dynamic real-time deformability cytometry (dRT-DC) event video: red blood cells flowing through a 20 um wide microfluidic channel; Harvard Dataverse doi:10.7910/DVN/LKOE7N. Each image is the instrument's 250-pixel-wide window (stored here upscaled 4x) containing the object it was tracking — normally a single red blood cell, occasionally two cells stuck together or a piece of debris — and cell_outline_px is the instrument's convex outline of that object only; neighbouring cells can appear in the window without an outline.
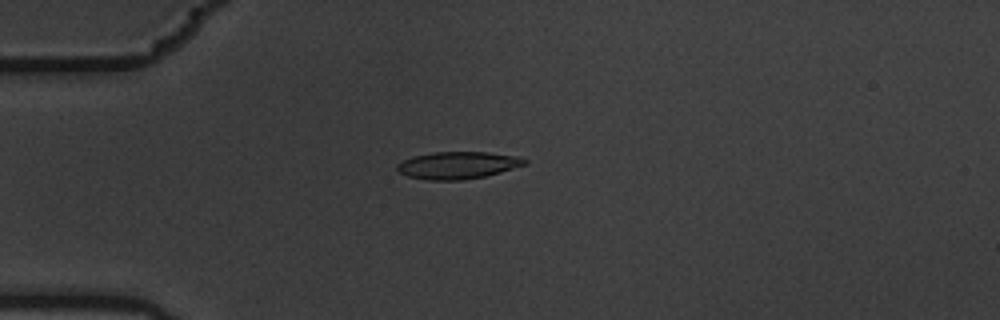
{"species": "common noctule bat (a hibernating species)", "species_latin": "Nyctalus noctula", "temperature_condition": "warm", "stored_images_in_passage": 8, "camera_frame_rate_fps": 3000, "um_per_image_px": 0.085, "animal": {"sex": "male", "body_mass_g": 19.5, "forearm_length_mm": 54.6}, "frame": {"image": 1, "passage_image": 2, "time_ms": 0.333, "image_size_px": [1000, 320], "cell_outline_px": [[528, 164], [500, 172], [484, 176], [460, 180], [428, 180], [408, 176], [400, 172], [396, 168], [396, 164], [412, 156], [432, 152], [488, 152], [520, 156], [528, 160]], "centroid_in_image_um": [38.94, 14.03], "position_along_channel_um": 46.1, "area_um2": 20.29}}
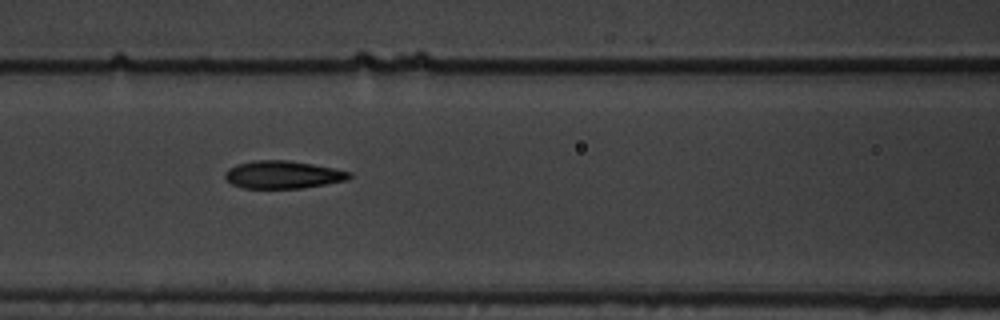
{"frame": {"image": 2, "passage_image": 5, "time_ms": 1.333, "image_size_px": [1000, 320], "cell_outline_px": [[352, 176], [348, 180], [300, 188], [240, 188], [232, 184], [224, 176], [224, 172], [228, 168], [236, 164], [256, 160], [288, 160], [312, 164], [352, 172]], "centroid_in_image_um": [24.02, 14.84], "position_along_channel_um": 142.6, "area_um2": 20.06}}
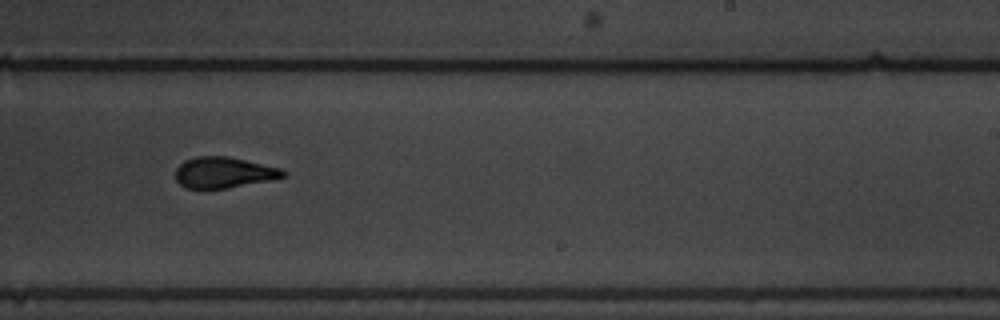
{"frame": {"image": 3, "passage_image": 8, "time_ms": 2.333, "image_size_px": [1000, 320], "cell_outline_px": [[288, 172], [284, 176], [272, 180], [228, 188], [184, 188], [176, 180], [176, 168], [184, 160], [196, 156], [228, 156], [280, 168]], "centroid_in_image_um": [19.01, 14.66], "position_along_channel_um": 270.0, "area_um2": 19.42}}